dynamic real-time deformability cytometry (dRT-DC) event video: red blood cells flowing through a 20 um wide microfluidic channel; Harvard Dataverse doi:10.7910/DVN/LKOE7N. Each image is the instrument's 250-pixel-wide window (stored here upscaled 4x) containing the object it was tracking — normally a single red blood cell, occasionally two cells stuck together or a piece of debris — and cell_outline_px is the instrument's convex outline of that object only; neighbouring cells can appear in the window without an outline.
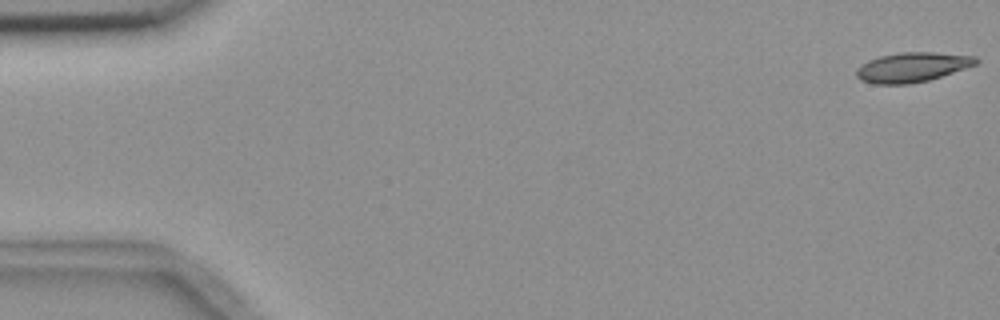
{"species": "common noctule bat (a hibernating species)", "species_latin": "Nyctalus noctula", "temperature_condition": "room temperature", "stored_images_in_passage": 14, "camera_frame_rate_fps": 3000, "um_per_image_px": 0.085, "animal": {"sex": "female", "body_mass_g": 18.4}, "frame": {"image": 1, "passage_image": 1, "time_ms": 0.0, "image_size_px": [1000, 320], "cell_outline_px": [[980, 60], [976, 64], [928, 80], [908, 84], [872, 84], [860, 80], [856, 76], [856, 68], [860, 64], [868, 60], [880, 56], [900, 52], [936, 52], [976, 56]], "centroid_in_image_um": [77.49, 5.7], "position_along_channel_um": 7.5, "area_um2": 20.69}}
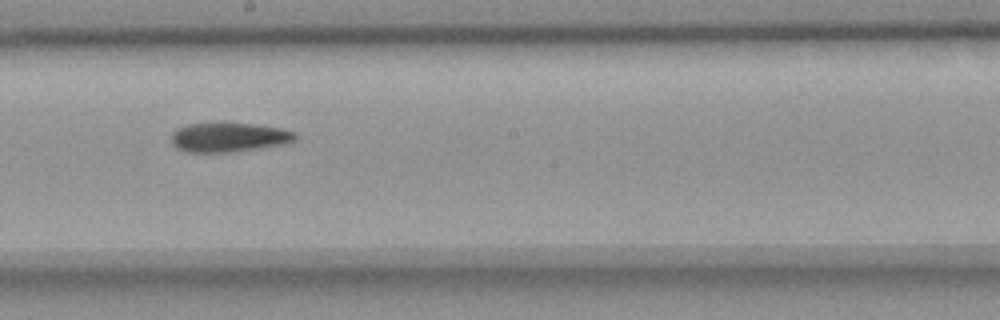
{"frame": {"image": 2, "passage_image": 9, "time_ms": 10.0, "image_size_px": [1000, 320], "cell_outline_px": [[296, 140], [280, 144], [232, 152], [184, 152], [176, 148], [172, 144], [172, 132], [176, 128], [188, 124], [252, 124], [280, 128], [296, 132]], "centroid_in_image_um": [19.4, 11.68], "position_along_channel_um": 228.8, "area_um2": 20.81}}
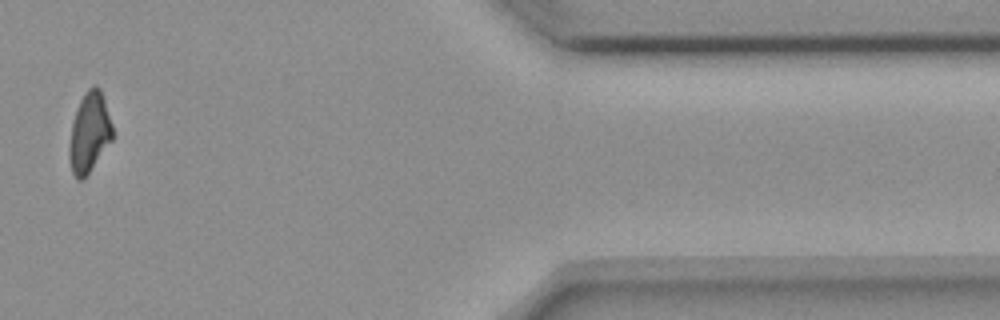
{"frame": {"image": 3, "passage_image": 14, "time_ms": 16.0, "image_size_px": [1000, 320], "cell_outline_px": [[112, 140], [84, 180], [76, 180], [72, 172], [68, 156], [68, 148], [72, 124], [80, 100], [84, 92], [92, 84], [96, 84], [100, 88], [112, 124]], "centroid_in_image_um": [7.58, 11.29], "position_along_channel_um": 403.8, "area_um2": 20.23}}